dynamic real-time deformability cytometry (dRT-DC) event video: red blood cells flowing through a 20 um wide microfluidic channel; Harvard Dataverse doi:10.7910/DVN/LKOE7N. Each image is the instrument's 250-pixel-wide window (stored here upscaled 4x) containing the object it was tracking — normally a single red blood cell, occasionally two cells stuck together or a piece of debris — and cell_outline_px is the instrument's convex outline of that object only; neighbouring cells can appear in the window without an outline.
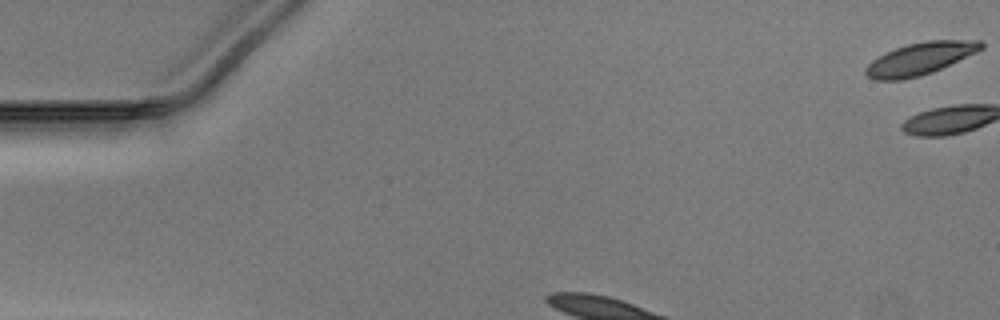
{"species": "Egyptian fruit bat (a non-hibernating species)", "species_latin": "Rousettus aegyptiacus", "temperature_condition": "warm", "stored_images_in_passage": 3, "camera_frame_rate_fps": 3000, "um_per_image_px": 0.085, "animal": {"sex": "male"}, "frame": {"image": 1, "passage_image": 1, "time_ms": 0.0, "image_size_px": [1000, 320], "cell_outline_px": [[984, 48], [976, 52], [932, 72], [920, 76], [904, 80], [876, 80], [868, 76], [864, 72], [864, 68], [872, 60], [884, 52], [908, 44], [924, 40], [980, 40], [984, 44]], "centroid_in_image_um": [78.18, 4.98], "position_along_channel_um": 6.8, "area_um2": 21.73}}